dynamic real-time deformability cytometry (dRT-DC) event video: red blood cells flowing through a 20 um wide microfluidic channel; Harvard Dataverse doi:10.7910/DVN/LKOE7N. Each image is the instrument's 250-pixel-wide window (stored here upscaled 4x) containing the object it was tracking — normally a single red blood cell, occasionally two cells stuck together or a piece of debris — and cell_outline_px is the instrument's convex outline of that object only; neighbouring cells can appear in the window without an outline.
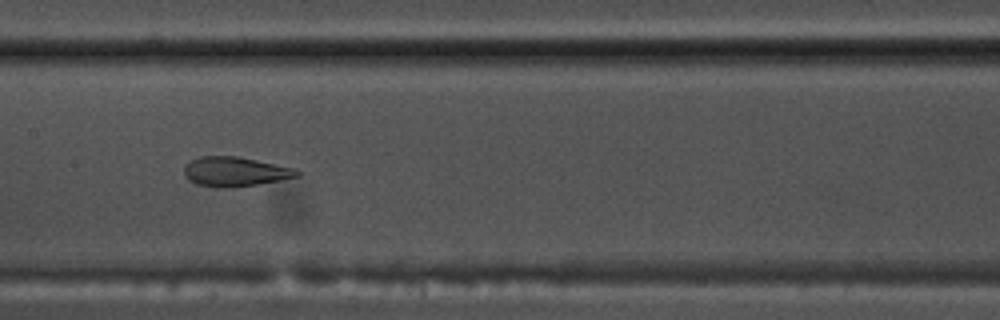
{"species": "common noctule bat (a hibernating species)", "species_latin": "Nyctalus noctula", "temperature_condition": "warm", "stored_images_in_passage": 44, "camera_frame_rate_fps": 3000, "um_per_image_px": 0.085, "animal": {"sex": "male", "body_mass_g": 17.5, "forearm_length_mm": 52.3}, "frame": {"image": 1, "passage_image": 17, "time_ms": 5.333, "image_size_px": [1000, 320], "cell_outline_px": [[300, 176], [280, 180], [256, 184], [228, 188], [220, 188], [196, 184], [188, 180], [184, 176], [184, 168], [192, 160], [200, 156], [240, 156], [296, 168], [300, 172]], "centroid_in_image_um": [20.0, 14.59], "position_along_channel_um": 187.4, "area_um2": 19.54}}
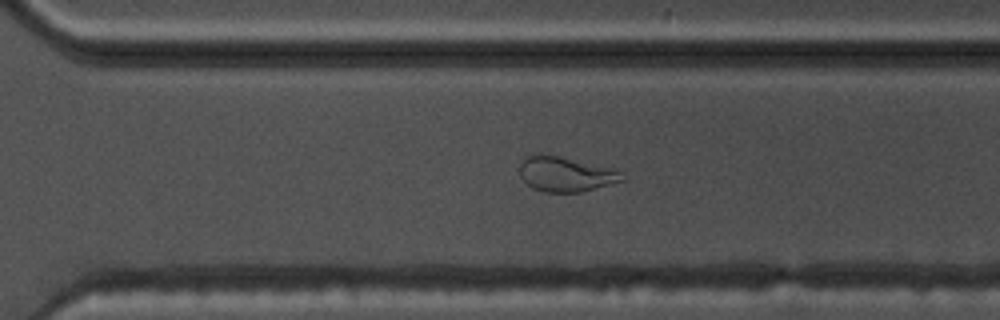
{"frame": {"image": 2, "passage_image": 28, "time_ms": 9.0, "image_size_px": [1000, 320], "cell_outline_px": [[624, 180], [580, 192], [544, 192], [532, 188], [520, 176], [520, 160], [524, 156], [540, 152], [624, 172]], "centroid_in_image_um": [48.0, 14.79], "position_along_channel_um": 322.6, "area_um2": 20.63}}
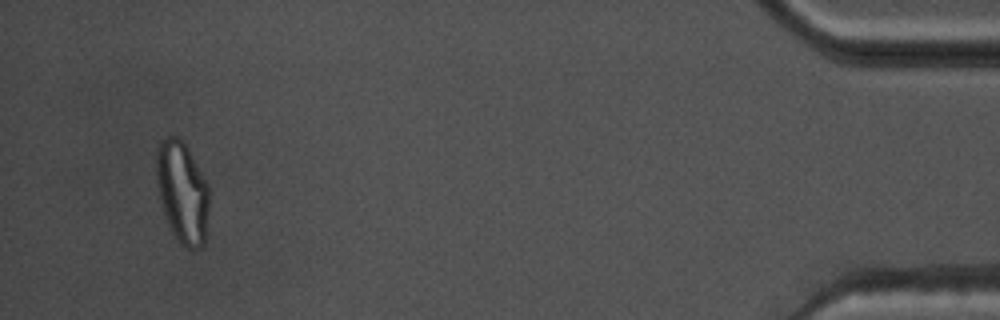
{"frame": {"image": 3, "passage_image": 42, "time_ms": 13.667, "image_size_px": [1000, 320], "cell_outline_px": [[208, 212], [204, 244], [200, 248], [188, 248], [180, 244], [172, 232], [164, 216], [156, 184], [156, 148], [160, 140], [164, 136], [180, 136], [188, 148], [208, 184]], "centroid_in_image_um": [15.47, 16.3], "position_along_channel_um": 419.7, "area_um2": 31.62}, "authors_computed_cell_mechanics": {"area_um2": 23.3512, "velocity_mm_per_s": 3.6977, "shape_relaxation_time_tau1_ms": null, "shape_relaxation_time_tau2_ms": 1.4324, "deformation_change_tau1": null, "deformation_change_tau2": 0.0814}}